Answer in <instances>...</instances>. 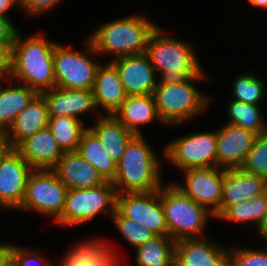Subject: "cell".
<instances>
[{"label":"cell","mask_w":267,"mask_h":266,"mask_svg":"<svg viewBox=\"0 0 267 266\" xmlns=\"http://www.w3.org/2000/svg\"><path fill=\"white\" fill-rule=\"evenodd\" d=\"M61 263L62 264L61 265H58V266H79V265L72 264L65 256H64V259L61 260Z\"/></svg>","instance_id":"f6af8a7d"},{"label":"cell","mask_w":267,"mask_h":266,"mask_svg":"<svg viewBox=\"0 0 267 266\" xmlns=\"http://www.w3.org/2000/svg\"><path fill=\"white\" fill-rule=\"evenodd\" d=\"M92 90L96 108L102 107L106 115H113L128 96L118 70L110 61L97 68Z\"/></svg>","instance_id":"44dd1931"},{"label":"cell","mask_w":267,"mask_h":266,"mask_svg":"<svg viewBox=\"0 0 267 266\" xmlns=\"http://www.w3.org/2000/svg\"><path fill=\"white\" fill-rule=\"evenodd\" d=\"M49 119L47 103L41 94H37L18 114L4 135L12 148H16L23 140L47 127Z\"/></svg>","instance_id":"7402d4cb"},{"label":"cell","mask_w":267,"mask_h":266,"mask_svg":"<svg viewBox=\"0 0 267 266\" xmlns=\"http://www.w3.org/2000/svg\"><path fill=\"white\" fill-rule=\"evenodd\" d=\"M77 151L97 169L105 181L113 182L117 163L109 157L98 136L89 127L84 130Z\"/></svg>","instance_id":"4316f807"},{"label":"cell","mask_w":267,"mask_h":266,"mask_svg":"<svg viewBox=\"0 0 267 266\" xmlns=\"http://www.w3.org/2000/svg\"><path fill=\"white\" fill-rule=\"evenodd\" d=\"M204 73L203 70L199 75L190 77L182 83H157L153 96L158 115L164 124L176 126L207 110L210 97L202 94L193 84L206 78Z\"/></svg>","instance_id":"5b68a950"},{"label":"cell","mask_w":267,"mask_h":266,"mask_svg":"<svg viewBox=\"0 0 267 266\" xmlns=\"http://www.w3.org/2000/svg\"><path fill=\"white\" fill-rule=\"evenodd\" d=\"M267 210V191L246 201L230 205L217 219L243 222L255 226L262 221ZM252 222V223H251Z\"/></svg>","instance_id":"f546056e"},{"label":"cell","mask_w":267,"mask_h":266,"mask_svg":"<svg viewBox=\"0 0 267 266\" xmlns=\"http://www.w3.org/2000/svg\"><path fill=\"white\" fill-rule=\"evenodd\" d=\"M116 192L110 181L91 188L68 189L61 217L63 226H76L103 213L112 217L116 209Z\"/></svg>","instance_id":"52a82bcc"},{"label":"cell","mask_w":267,"mask_h":266,"mask_svg":"<svg viewBox=\"0 0 267 266\" xmlns=\"http://www.w3.org/2000/svg\"><path fill=\"white\" fill-rule=\"evenodd\" d=\"M33 168L12 148L0 163V207L6 210L20 208L27 180Z\"/></svg>","instance_id":"4fadbf2b"},{"label":"cell","mask_w":267,"mask_h":266,"mask_svg":"<svg viewBox=\"0 0 267 266\" xmlns=\"http://www.w3.org/2000/svg\"><path fill=\"white\" fill-rule=\"evenodd\" d=\"M161 202L168 227V236L175 241L204 238L203 231L210 217L206 208L177 189L173 183L161 187Z\"/></svg>","instance_id":"8992f818"},{"label":"cell","mask_w":267,"mask_h":266,"mask_svg":"<svg viewBox=\"0 0 267 266\" xmlns=\"http://www.w3.org/2000/svg\"><path fill=\"white\" fill-rule=\"evenodd\" d=\"M17 32L9 18L0 17V44H13Z\"/></svg>","instance_id":"f35d334b"},{"label":"cell","mask_w":267,"mask_h":266,"mask_svg":"<svg viewBox=\"0 0 267 266\" xmlns=\"http://www.w3.org/2000/svg\"><path fill=\"white\" fill-rule=\"evenodd\" d=\"M62 0H21V9L29 16H38L57 6Z\"/></svg>","instance_id":"8d00e7d4"},{"label":"cell","mask_w":267,"mask_h":266,"mask_svg":"<svg viewBox=\"0 0 267 266\" xmlns=\"http://www.w3.org/2000/svg\"><path fill=\"white\" fill-rule=\"evenodd\" d=\"M166 160L182 172L217 166V131L186 134L163 149Z\"/></svg>","instance_id":"9c48e42d"},{"label":"cell","mask_w":267,"mask_h":266,"mask_svg":"<svg viewBox=\"0 0 267 266\" xmlns=\"http://www.w3.org/2000/svg\"><path fill=\"white\" fill-rule=\"evenodd\" d=\"M32 249L12 243V266H53V264ZM35 261V262H34Z\"/></svg>","instance_id":"d590c367"},{"label":"cell","mask_w":267,"mask_h":266,"mask_svg":"<svg viewBox=\"0 0 267 266\" xmlns=\"http://www.w3.org/2000/svg\"><path fill=\"white\" fill-rule=\"evenodd\" d=\"M231 90L234 94L233 100L255 105H260L266 92L264 80L259 79L254 72L240 73L235 78Z\"/></svg>","instance_id":"1f68e13d"},{"label":"cell","mask_w":267,"mask_h":266,"mask_svg":"<svg viewBox=\"0 0 267 266\" xmlns=\"http://www.w3.org/2000/svg\"><path fill=\"white\" fill-rule=\"evenodd\" d=\"M15 149L33 169H53L64 154L48 126L23 140Z\"/></svg>","instance_id":"ffe728a7"},{"label":"cell","mask_w":267,"mask_h":266,"mask_svg":"<svg viewBox=\"0 0 267 266\" xmlns=\"http://www.w3.org/2000/svg\"><path fill=\"white\" fill-rule=\"evenodd\" d=\"M241 169L267 180V131L257 135Z\"/></svg>","instance_id":"836d02e7"},{"label":"cell","mask_w":267,"mask_h":266,"mask_svg":"<svg viewBox=\"0 0 267 266\" xmlns=\"http://www.w3.org/2000/svg\"><path fill=\"white\" fill-rule=\"evenodd\" d=\"M252 7L267 9V0H247Z\"/></svg>","instance_id":"ee69618b"},{"label":"cell","mask_w":267,"mask_h":266,"mask_svg":"<svg viewBox=\"0 0 267 266\" xmlns=\"http://www.w3.org/2000/svg\"><path fill=\"white\" fill-rule=\"evenodd\" d=\"M12 149V146L8 142L4 134H0V163L5 155Z\"/></svg>","instance_id":"b9f144b4"},{"label":"cell","mask_w":267,"mask_h":266,"mask_svg":"<svg viewBox=\"0 0 267 266\" xmlns=\"http://www.w3.org/2000/svg\"><path fill=\"white\" fill-rule=\"evenodd\" d=\"M222 247L209 238L175 242V266H233L232 248Z\"/></svg>","instance_id":"5bb4252c"},{"label":"cell","mask_w":267,"mask_h":266,"mask_svg":"<svg viewBox=\"0 0 267 266\" xmlns=\"http://www.w3.org/2000/svg\"><path fill=\"white\" fill-rule=\"evenodd\" d=\"M267 191V180L241 168L226 169L219 216L230 206L249 200Z\"/></svg>","instance_id":"ac0fdd59"},{"label":"cell","mask_w":267,"mask_h":266,"mask_svg":"<svg viewBox=\"0 0 267 266\" xmlns=\"http://www.w3.org/2000/svg\"><path fill=\"white\" fill-rule=\"evenodd\" d=\"M264 249L232 247L233 266H267V245Z\"/></svg>","instance_id":"e575fe53"},{"label":"cell","mask_w":267,"mask_h":266,"mask_svg":"<svg viewBox=\"0 0 267 266\" xmlns=\"http://www.w3.org/2000/svg\"><path fill=\"white\" fill-rule=\"evenodd\" d=\"M48 128L63 152L77 151L85 127L83 120L74 117H50Z\"/></svg>","instance_id":"f1b7e54d"},{"label":"cell","mask_w":267,"mask_h":266,"mask_svg":"<svg viewBox=\"0 0 267 266\" xmlns=\"http://www.w3.org/2000/svg\"><path fill=\"white\" fill-rule=\"evenodd\" d=\"M16 33L12 46L11 72L9 78L21 82L38 94L56 87L54 75V50L56 43L44 33L22 38Z\"/></svg>","instance_id":"7a4b0ae2"},{"label":"cell","mask_w":267,"mask_h":266,"mask_svg":"<svg viewBox=\"0 0 267 266\" xmlns=\"http://www.w3.org/2000/svg\"><path fill=\"white\" fill-rule=\"evenodd\" d=\"M56 87L67 89H93L97 68L101 65L84 52L56 44L54 55Z\"/></svg>","instance_id":"30bf717a"},{"label":"cell","mask_w":267,"mask_h":266,"mask_svg":"<svg viewBox=\"0 0 267 266\" xmlns=\"http://www.w3.org/2000/svg\"><path fill=\"white\" fill-rule=\"evenodd\" d=\"M5 81L10 82L6 88L3 87V79H0V134H4L8 130L18 114L38 94L25 84L11 85L13 81L11 78H6Z\"/></svg>","instance_id":"d4e9b609"},{"label":"cell","mask_w":267,"mask_h":266,"mask_svg":"<svg viewBox=\"0 0 267 266\" xmlns=\"http://www.w3.org/2000/svg\"><path fill=\"white\" fill-rule=\"evenodd\" d=\"M260 108V105L231 100L227 107V123L251 130L257 135L264 133L267 131V122Z\"/></svg>","instance_id":"4dcf8cb0"},{"label":"cell","mask_w":267,"mask_h":266,"mask_svg":"<svg viewBox=\"0 0 267 266\" xmlns=\"http://www.w3.org/2000/svg\"><path fill=\"white\" fill-rule=\"evenodd\" d=\"M134 135L141 136V126L154 122L162 123L153 94L127 96L121 107L113 114Z\"/></svg>","instance_id":"603a6c76"},{"label":"cell","mask_w":267,"mask_h":266,"mask_svg":"<svg viewBox=\"0 0 267 266\" xmlns=\"http://www.w3.org/2000/svg\"><path fill=\"white\" fill-rule=\"evenodd\" d=\"M256 138L251 130L224 124L217 130V167L241 168Z\"/></svg>","instance_id":"2e32d148"},{"label":"cell","mask_w":267,"mask_h":266,"mask_svg":"<svg viewBox=\"0 0 267 266\" xmlns=\"http://www.w3.org/2000/svg\"><path fill=\"white\" fill-rule=\"evenodd\" d=\"M67 190L52 169H33L19 209L50 216L56 222L62 215Z\"/></svg>","instance_id":"ba28073f"},{"label":"cell","mask_w":267,"mask_h":266,"mask_svg":"<svg viewBox=\"0 0 267 266\" xmlns=\"http://www.w3.org/2000/svg\"><path fill=\"white\" fill-rule=\"evenodd\" d=\"M52 170L67 189L91 188L106 182L78 151L64 152Z\"/></svg>","instance_id":"d6986e66"},{"label":"cell","mask_w":267,"mask_h":266,"mask_svg":"<svg viewBox=\"0 0 267 266\" xmlns=\"http://www.w3.org/2000/svg\"><path fill=\"white\" fill-rule=\"evenodd\" d=\"M158 25L141 14L129 15L102 24L85 41L89 55L112 53V59L145 54L146 47Z\"/></svg>","instance_id":"6da1fadb"},{"label":"cell","mask_w":267,"mask_h":266,"mask_svg":"<svg viewBox=\"0 0 267 266\" xmlns=\"http://www.w3.org/2000/svg\"><path fill=\"white\" fill-rule=\"evenodd\" d=\"M225 171L226 169L217 166L189 169L183 173L184 184L174 182L173 185L217 219L221 208Z\"/></svg>","instance_id":"8fae6325"},{"label":"cell","mask_w":267,"mask_h":266,"mask_svg":"<svg viewBox=\"0 0 267 266\" xmlns=\"http://www.w3.org/2000/svg\"><path fill=\"white\" fill-rule=\"evenodd\" d=\"M258 233L261 235V237L264 239V245H267V210L265 212V215L262 218V221L260 222V224L258 225V227L256 228Z\"/></svg>","instance_id":"7bdbcfd3"},{"label":"cell","mask_w":267,"mask_h":266,"mask_svg":"<svg viewBox=\"0 0 267 266\" xmlns=\"http://www.w3.org/2000/svg\"><path fill=\"white\" fill-rule=\"evenodd\" d=\"M21 7V0H0V17L2 18H9L7 15L8 10L11 9V7L14 6Z\"/></svg>","instance_id":"60d3db41"},{"label":"cell","mask_w":267,"mask_h":266,"mask_svg":"<svg viewBox=\"0 0 267 266\" xmlns=\"http://www.w3.org/2000/svg\"><path fill=\"white\" fill-rule=\"evenodd\" d=\"M175 240L168 235H156L135 249L137 266H175Z\"/></svg>","instance_id":"83f0119b"},{"label":"cell","mask_w":267,"mask_h":266,"mask_svg":"<svg viewBox=\"0 0 267 266\" xmlns=\"http://www.w3.org/2000/svg\"><path fill=\"white\" fill-rule=\"evenodd\" d=\"M117 230L123 238L133 247L136 248L145 244L149 239H152L156 234L151 230L138 224L129 218L124 217L117 209L110 218Z\"/></svg>","instance_id":"d6a6232c"},{"label":"cell","mask_w":267,"mask_h":266,"mask_svg":"<svg viewBox=\"0 0 267 266\" xmlns=\"http://www.w3.org/2000/svg\"><path fill=\"white\" fill-rule=\"evenodd\" d=\"M118 70L128 96L150 95L158 83V77L145 54L123 56L110 61Z\"/></svg>","instance_id":"9a60e30c"},{"label":"cell","mask_w":267,"mask_h":266,"mask_svg":"<svg viewBox=\"0 0 267 266\" xmlns=\"http://www.w3.org/2000/svg\"><path fill=\"white\" fill-rule=\"evenodd\" d=\"M105 241L93 239L77 242L65 257L79 266H119L116 250ZM118 261V262H117Z\"/></svg>","instance_id":"484cf974"},{"label":"cell","mask_w":267,"mask_h":266,"mask_svg":"<svg viewBox=\"0 0 267 266\" xmlns=\"http://www.w3.org/2000/svg\"><path fill=\"white\" fill-rule=\"evenodd\" d=\"M13 44H0V79L9 78Z\"/></svg>","instance_id":"74e56055"},{"label":"cell","mask_w":267,"mask_h":266,"mask_svg":"<svg viewBox=\"0 0 267 266\" xmlns=\"http://www.w3.org/2000/svg\"><path fill=\"white\" fill-rule=\"evenodd\" d=\"M0 266H12V243H0Z\"/></svg>","instance_id":"ab89813d"},{"label":"cell","mask_w":267,"mask_h":266,"mask_svg":"<svg viewBox=\"0 0 267 266\" xmlns=\"http://www.w3.org/2000/svg\"><path fill=\"white\" fill-rule=\"evenodd\" d=\"M95 125L89 127L99 138L109 157L118 163L127 144L135 136L114 115L97 116Z\"/></svg>","instance_id":"cb8c5ba5"},{"label":"cell","mask_w":267,"mask_h":266,"mask_svg":"<svg viewBox=\"0 0 267 266\" xmlns=\"http://www.w3.org/2000/svg\"><path fill=\"white\" fill-rule=\"evenodd\" d=\"M158 27L149 39L145 55L159 75L158 83H182L203 69L192 45L162 34ZM159 72V73H158Z\"/></svg>","instance_id":"277c9868"},{"label":"cell","mask_w":267,"mask_h":266,"mask_svg":"<svg viewBox=\"0 0 267 266\" xmlns=\"http://www.w3.org/2000/svg\"><path fill=\"white\" fill-rule=\"evenodd\" d=\"M145 139L135 135L127 144L112 182L116 194L152 192L163 186L161 160Z\"/></svg>","instance_id":"3957f363"},{"label":"cell","mask_w":267,"mask_h":266,"mask_svg":"<svg viewBox=\"0 0 267 266\" xmlns=\"http://www.w3.org/2000/svg\"><path fill=\"white\" fill-rule=\"evenodd\" d=\"M116 209L124 217L136 221L156 235H168L161 188L152 192L117 194Z\"/></svg>","instance_id":"7c38bea8"},{"label":"cell","mask_w":267,"mask_h":266,"mask_svg":"<svg viewBox=\"0 0 267 266\" xmlns=\"http://www.w3.org/2000/svg\"><path fill=\"white\" fill-rule=\"evenodd\" d=\"M45 99L50 117L67 116L78 120L80 115L97 109L93 90L54 87L40 93Z\"/></svg>","instance_id":"e0dca14e"}]
</instances>
